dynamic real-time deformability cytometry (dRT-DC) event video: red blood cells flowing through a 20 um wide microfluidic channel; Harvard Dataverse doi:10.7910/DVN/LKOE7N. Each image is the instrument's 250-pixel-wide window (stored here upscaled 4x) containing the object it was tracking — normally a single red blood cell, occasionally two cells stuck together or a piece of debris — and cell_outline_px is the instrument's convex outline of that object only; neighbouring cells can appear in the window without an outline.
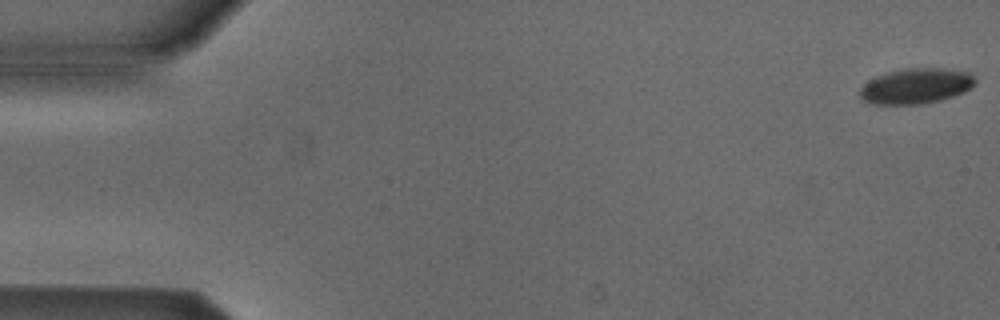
{"species": "Egyptian fruit bat (a non-hibernating species)", "species_latin": "Rousettus aegyptiacus", "temperature_condition": "cold", "stored_images_in_passage": 5, "camera_frame_rate_fps": 3000, "um_per_image_px": 0.085, "animal": {"sex": "male"}, "frame": {"image": 1, "passage_image": 1, "time_ms": 0.0, "image_size_px": [1000, 320], "cell_outline_px": [[976, 84], [972, 88], [964, 92], [940, 100], [920, 104], [872, 104], [864, 100], [860, 96], [860, 88], [868, 80], [876, 76], [888, 72], [904, 68], [940, 68], [968, 72], [976, 80]], "centroid_in_image_um": [77.86, 7.31], "position_along_channel_um": 7.1, "area_um2": 23.76}}
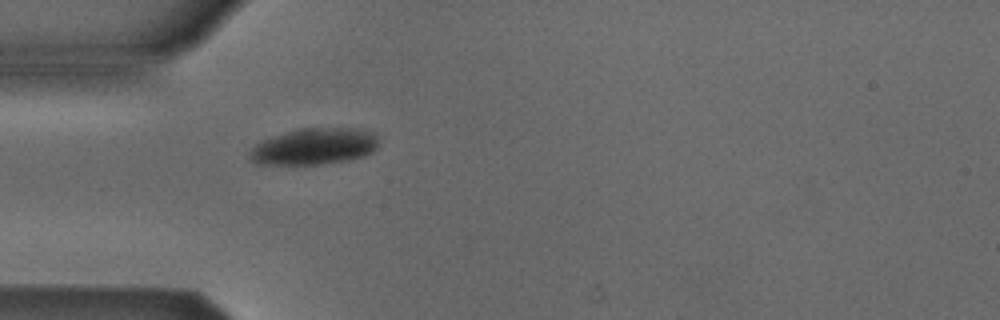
{"frame": {"image": 2, "passage_image": 5, "time_ms": 5.0, "image_size_px": [1000, 320], "cell_outline_px": [[376, 148], [372, 152], [364, 156], [352, 160], [324, 164], [256, 164], [248, 156], [248, 152], [260, 140], [272, 136], [300, 128], [360, 128], [376, 132]], "centroid_in_image_um": [26.71, 12.44], "position_along_channel_um": 58.3, "area_um2": 27.69}}